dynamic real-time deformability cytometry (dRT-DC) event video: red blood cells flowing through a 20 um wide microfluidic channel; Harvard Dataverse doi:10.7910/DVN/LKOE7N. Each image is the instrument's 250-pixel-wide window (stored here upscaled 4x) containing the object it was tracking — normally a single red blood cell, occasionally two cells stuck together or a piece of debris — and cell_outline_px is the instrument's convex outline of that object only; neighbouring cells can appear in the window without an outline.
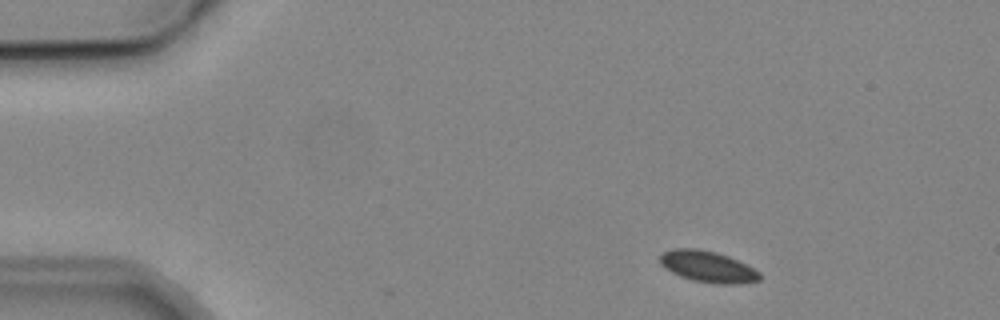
{"species": "common noctule bat (a hibernating species)", "species_latin": "Nyctalus noctula", "temperature_condition": "cold", "stored_images_in_passage": 4, "camera_frame_rate_fps": 3000, "um_per_image_px": 0.085, "animal": {"sex": "male", "body_mass_g": 19.2, "forearm_length_mm": 51.8}, "frame": {"image": 1, "passage_image": 1, "time_ms": 0.0, "image_size_px": [1000, 320], "cell_outline_px": [[760, 280], [740, 284], [716, 284], [692, 280], [680, 276], [664, 268], [660, 264], [660, 256], [664, 252], [672, 248], [696, 248], [716, 252], [728, 256], [760, 272]], "centroid_in_image_um": [60.13, 22.67], "position_along_channel_um": 24.9, "area_um2": 18.15}}
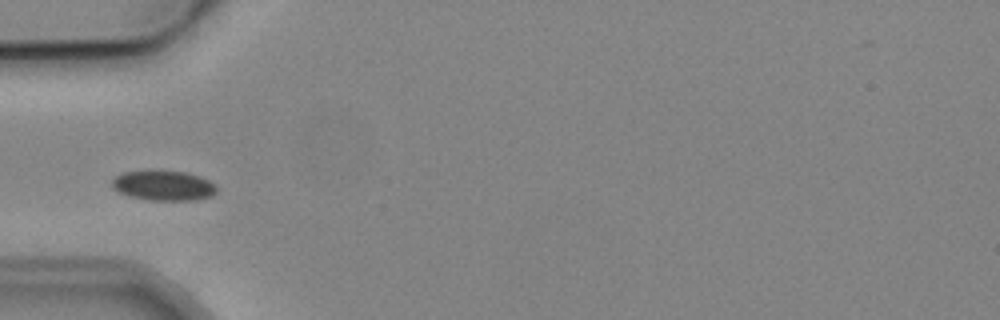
{"frame": {"image": 2, "passage_image": 4, "time_ms": 3.333, "image_size_px": [1000, 320], "cell_outline_px": [[216, 192], [212, 196], [192, 200], [148, 200], [128, 196], [112, 188], [112, 180], [116, 176], [124, 172], [148, 168], [160, 168], [188, 172], [200, 176], [216, 184]], "centroid_in_image_um": [13.88, 15.72], "position_along_channel_um": 71.1, "area_um2": 19.07}}